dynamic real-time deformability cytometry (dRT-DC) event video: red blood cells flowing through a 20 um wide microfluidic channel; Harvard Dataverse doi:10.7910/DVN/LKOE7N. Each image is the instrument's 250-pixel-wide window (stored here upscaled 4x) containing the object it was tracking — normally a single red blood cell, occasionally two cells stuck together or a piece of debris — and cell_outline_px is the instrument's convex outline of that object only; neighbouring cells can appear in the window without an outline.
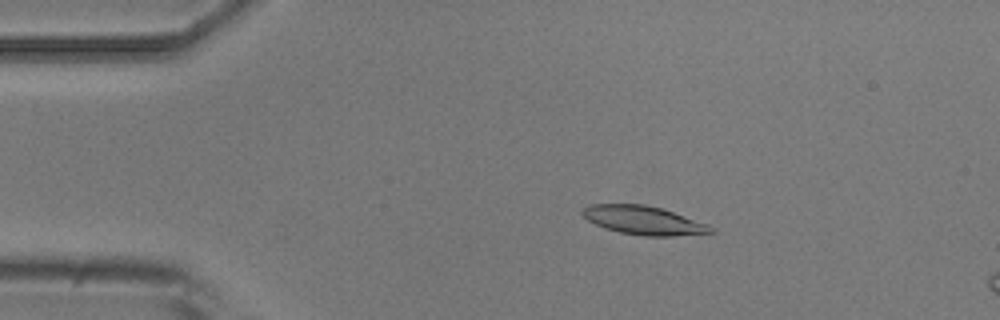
{"species": "common noctule bat (a hibernating species)", "species_latin": "Nyctalus noctula", "temperature_condition": "room temperature", "stored_images_in_passage": 4, "camera_frame_rate_fps": 3000, "um_per_image_px": 0.085, "animal": {"sex": "male", "body_mass_g": 20.5, "forearm_length_mm": 52.5}, "frame": {"image": 1, "passage_image": 2, "time_ms": 1.333, "image_size_px": [1000, 320], "cell_outline_px": [[716, 232], [672, 236], [644, 236], [620, 232], [604, 228], [588, 220], [580, 212], [588, 204], [644, 204], [660, 208], [708, 224]], "centroid_in_image_um": [54.67, 18.72], "position_along_channel_um": 30.3, "area_um2": 21.21}}